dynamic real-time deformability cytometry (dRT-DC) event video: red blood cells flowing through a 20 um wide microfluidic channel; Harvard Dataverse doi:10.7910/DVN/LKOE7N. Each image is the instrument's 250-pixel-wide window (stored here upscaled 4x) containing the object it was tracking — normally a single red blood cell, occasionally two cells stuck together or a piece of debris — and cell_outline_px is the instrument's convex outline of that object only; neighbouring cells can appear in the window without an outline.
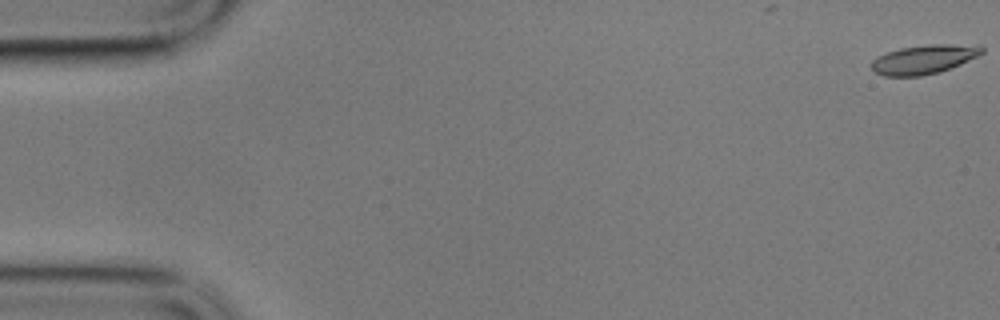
{"species": "common noctule bat (a hibernating species)", "species_latin": "Nyctalus noctula", "temperature_condition": "cold", "stored_images_in_passage": 11, "camera_frame_rate_fps": 3000, "um_per_image_px": 0.085, "animal": {"sex": "male", "body_mass_g": 17.9}, "frame": {"image": 1, "passage_image": 1, "time_ms": 0.0, "image_size_px": [1000, 320], "cell_outline_px": [[984, 52], [960, 64], [940, 72], [920, 76], [884, 76], [876, 72], [872, 68], [872, 60], [876, 56], [884, 52], [900, 48], [928, 44], [980, 44], [984, 48]], "centroid_in_image_um": [78.54, 5.02], "position_along_channel_um": 6.5, "area_um2": 18.9}}